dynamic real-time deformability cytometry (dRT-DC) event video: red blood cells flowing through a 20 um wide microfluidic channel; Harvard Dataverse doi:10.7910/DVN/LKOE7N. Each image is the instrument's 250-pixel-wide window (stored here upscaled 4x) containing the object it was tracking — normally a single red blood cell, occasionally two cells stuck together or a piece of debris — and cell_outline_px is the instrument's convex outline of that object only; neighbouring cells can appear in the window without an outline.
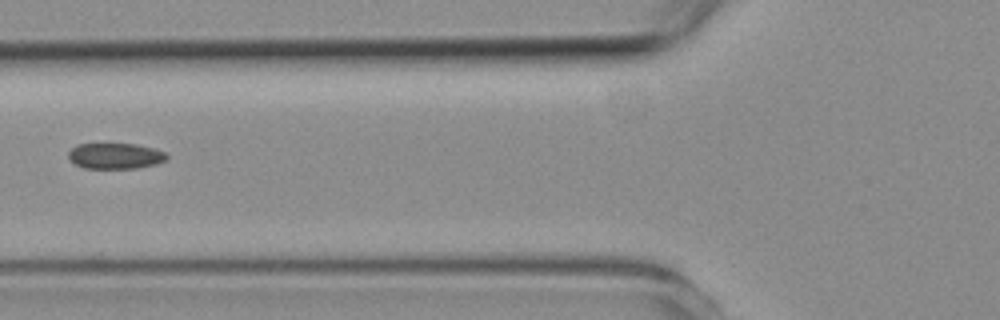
{"species": "common noctule bat (a hibernating species)", "species_latin": "Nyctalus noctula", "temperature_condition": "room temperature", "stored_images_in_passage": 5, "segment_of_instrument_passage": [2, 2], "camera_frame_rate_fps": 3000, "um_per_image_px": 0.085, "animal": {"sex": "female", "body_mass_g": 19.3, "forearm_length_mm": 54.1}, "frame": {"image": 1, "passage_image": 5, "time_ms": 5.333, "image_size_px": [1000, 320], "cell_outline_px": [[168, 156], [164, 160], [156, 164], [136, 168], [84, 168], [76, 164], [68, 156], [68, 152], [76, 144], [136, 144], [152, 148], [164, 152]], "centroid_in_image_um": [9.78, 13.25], "position_along_channel_um": 116.0, "area_um2": 14.57}}